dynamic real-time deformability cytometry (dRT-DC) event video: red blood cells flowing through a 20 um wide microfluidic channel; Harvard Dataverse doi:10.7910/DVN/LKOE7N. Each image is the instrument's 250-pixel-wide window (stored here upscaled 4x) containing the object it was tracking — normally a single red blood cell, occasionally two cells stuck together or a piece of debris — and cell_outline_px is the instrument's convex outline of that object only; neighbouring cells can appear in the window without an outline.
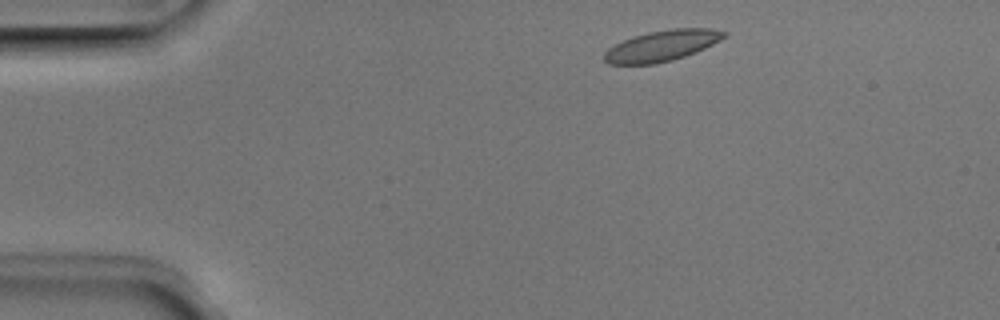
{"species": "Egyptian fruit bat (a non-hibernating species)", "species_latin": "Rousettus aegyptiacus", "temperature_condition": "room temperature", "stored_images_in_passage": 4, "camera_frame_rate_fps": 3000, "um_per_image_px": 0.085, "animal": {"sex": "male"}, "frame": {"image": 1, "passage_image": 1, "time_ms": 0.0, "image_size_px": [1000, 320], "cell_outline_px": [[728, 36], [696, 52], [672, 60], [652, 64], [608, 64], [604, 60], [604, 52], [608, 48], [632, 36], [648, 32], [672, 28], [712, 28], [728, 32]], "centroid_in_image_um": [56.28, 3.87], "position_along_channel_um": 28.7, "area_um2": 21.56}}
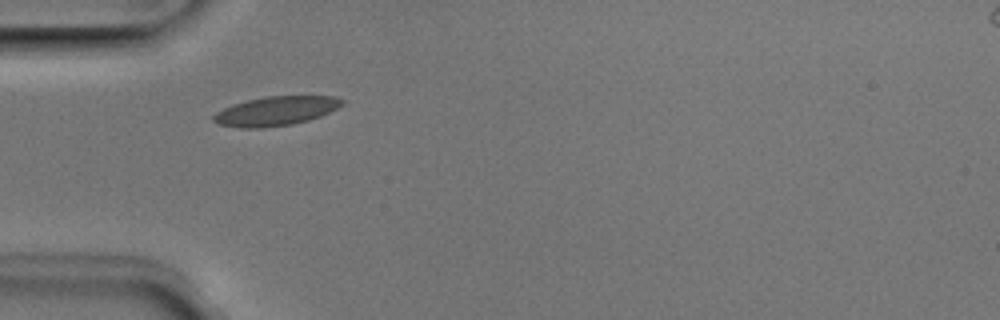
{"frame": {"image": 2, "passage_image": 3, "time_ms": 0.667, "image_size_px": [1000, 320], "cell_outline_px": [[344, 104], [320, 116], [308, 120], [292, 124], [264, 128], [240, 128], [220, 124], [212, 120], [212, 116], [216, 112], [232, 104], [248, 100], [268, 96], [332, 96], [344, 100]], "centroid_in_image_um": [23.42, 9.44], "position_along_channel_um": 61.6, "area_um2": 21.73}}